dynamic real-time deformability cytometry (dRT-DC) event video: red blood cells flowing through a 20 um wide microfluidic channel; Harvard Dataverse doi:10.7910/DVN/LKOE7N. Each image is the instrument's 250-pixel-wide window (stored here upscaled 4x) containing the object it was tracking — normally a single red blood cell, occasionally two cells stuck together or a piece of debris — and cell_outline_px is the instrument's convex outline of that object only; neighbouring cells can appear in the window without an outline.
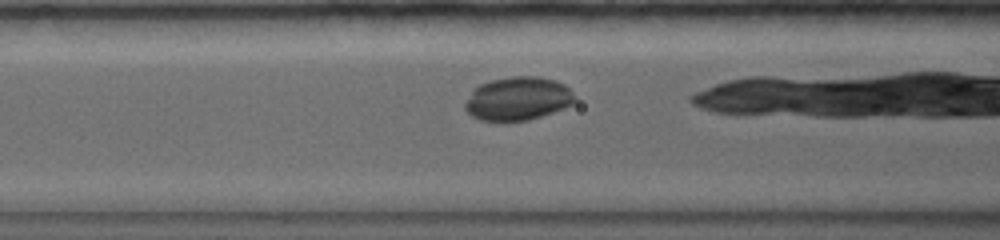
{"species": "common noctule bat (a hibernating species)", "species_latin": "Nyctalus noctula", "temperature_condition": "warm", "stored_images_in_passage": 23, "camera_frame_rate_fps": 5000, "um_per_image_px": 0.085, "animal": {"sex": "female", "body_mass_g": 19.0, "forearm_length_mm": 56.7}, "frame": {"image": 1, "passage_image": 4, "time_ms": 1.4, "image_size_px": [1000, 240], "cell_outline_px": [[576, 100], [572, 104], [564, 108], [528, 120], [500, 124], [480, 120], [472, 116], [464, 108], [464, 104], [472, 92], [480, 84], [492, 80], [512, 76], [540, 76], [556, 80], [564, 84], [576, 96]], "centroid_in_image_um": [44.02, 8.41], "position_along_channel_um": 122.6, "area_um2": 28.26}}
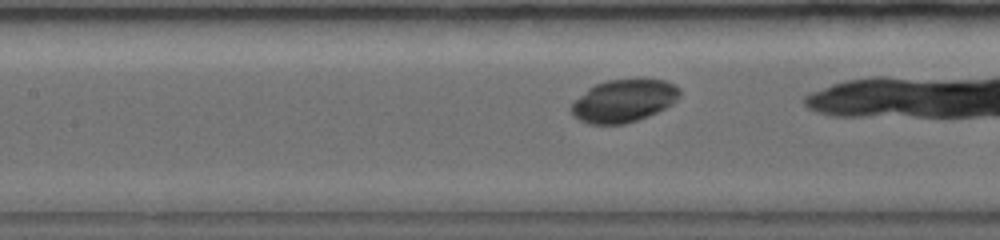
{"frame": {"image": 2, "passage_image": 7, "time_ms": 2.2, "image_size_px": [1000, 240], "cell_outline_px": [[680, 96], [672, 104], [648, 116], [624, 124], [588, 124], [572, 116], [568, 108], [588, 88], [596, 84], [608, 80], [636, 76], [640, 76], [664, 80], [676, 84], [680, 88]], "centroid_in_image_um": [53.04, 8.52], "position_along_channel_um": 154.4, "area_um2": 27.69}}